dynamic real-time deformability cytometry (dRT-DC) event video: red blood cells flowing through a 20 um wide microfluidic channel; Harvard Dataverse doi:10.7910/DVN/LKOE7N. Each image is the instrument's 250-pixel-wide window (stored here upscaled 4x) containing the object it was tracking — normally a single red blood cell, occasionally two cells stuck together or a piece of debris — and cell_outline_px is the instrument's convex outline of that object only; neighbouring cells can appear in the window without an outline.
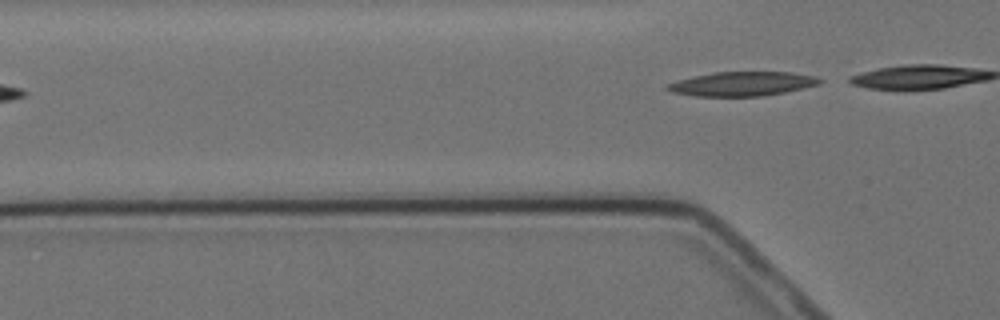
{"species": "Egyptian fruit bat (a non-hibernating species)", "species_latin": "Rousettus aegyptiacus", "temperature_condition": "cold", "stored_images_in_passage": 6, "segment_of_instrument_passage": [2, 2], "camera_frame_rate_fps": 3000, "um_per_image_px": 0.085, "animal": {"sex": "female"}, "frame": {"image": 1, "passage_image": 6, "time_ms": 5.667, "image_size_px": [1000, 320], "cell_outline_px": [[824, 80], [820, 84], [804, 88], [764, 96], [696, 96], [672, 92], [664, 88], [668, 84], [692, 76], [716, 72], [792, 72], [816, 76]], "centroid_in_image_um": [63.14, 7.12], "position_along_channel_um": 62.7, "area_um2": 21.5}}